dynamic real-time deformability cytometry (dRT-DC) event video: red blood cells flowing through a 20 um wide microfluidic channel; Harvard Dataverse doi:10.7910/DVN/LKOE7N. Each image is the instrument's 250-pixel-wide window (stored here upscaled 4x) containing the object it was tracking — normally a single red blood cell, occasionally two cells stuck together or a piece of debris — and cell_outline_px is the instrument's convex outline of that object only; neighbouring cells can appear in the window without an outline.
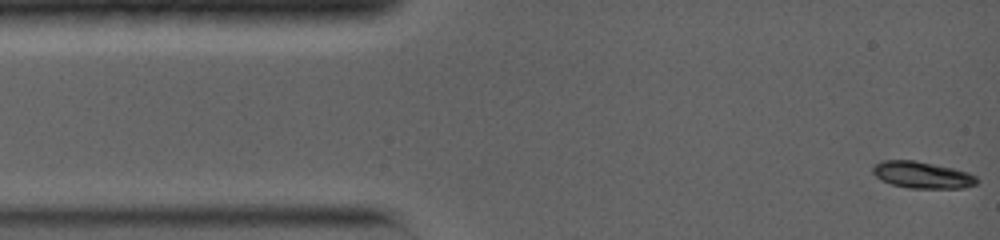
{"species": "common noctule bat (a hibernating species)", "species_latin": "Nyctalus noctula", "temperature_condition": "warm", "stored_images_in_passage": 57, "camera_frame_rate_fps": 5000, "um_per_image_px": 0.085, "animal": {"sex": "female", "body_mass_g": 19.0, "forearm_length_mm": 56.7}, "frame": {"image": 1, "passage_image": 1, "time_ms": 0.0, "image_size_px": [1000, 240], "cell_outline_px": [[980, 180], [976, 184], [964, 188], [908, 188], [892, 184], [880, 180], [872, 172], [872, 168], [880, 160], [916, 160], [952, 168], [968, 172], [976, 176]], "centroid_in_image_um": [78.39, 14.87], "position_along_channel_um": 6.6, "area_um2": 16.3}}
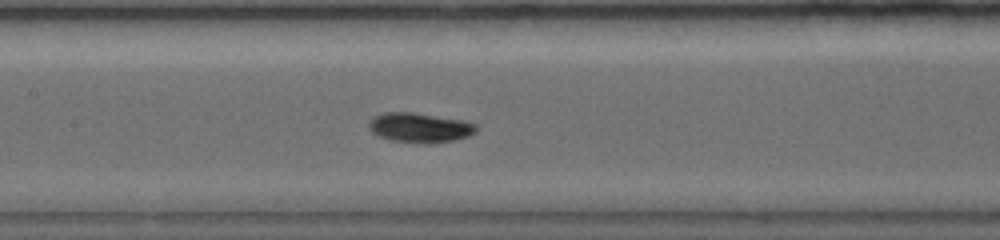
{"frame": {"image": 2, "passage_image": 23, "time_ms": 6.2, "image_size_px": [1000, 240], "cell_outline_px": [[476, 132], [468, 136], [452, 140], [424, 144], [388, 140], [372, 132], [368, 128], [368, 124], [376, 116], [384, 112], [412, 112], [464, 120], [476, 124]], "centroid_in_image_um": [35.68, 10.85], "position_along_channel_um": 171.7, "area_um2": 18.5}}
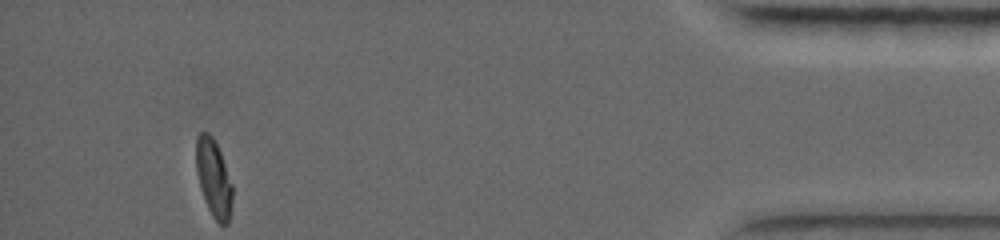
{"frame": {"image": 3, "passage_image": 57, "time_ms": 14.4, "image_size_px": [1000, 240], "cell_outline_px": [[232, 200], [228, 224], [220, 224], [212, 216], [208, 208], [200, 188], [196, 172], [196, 136], [200, 132], [208, 132], [212, 136], [220, 152], [232, 184]], "centroid_in_image_um": [18.14, 15.13], "position_along_channel_um": 417.1, "area_um2": 16.3}, "authors_computed_cell_mechanics": {"area_um2": 17.1088, "velocity_mm_per_s": 3.9208, "shape_relaxation_time_tau1_ms": 2.3608, "shape_relaxation_time_tau2_ms": null, "deformation_change_tau1": 0.1326, "deformation_change_tau2": null}}